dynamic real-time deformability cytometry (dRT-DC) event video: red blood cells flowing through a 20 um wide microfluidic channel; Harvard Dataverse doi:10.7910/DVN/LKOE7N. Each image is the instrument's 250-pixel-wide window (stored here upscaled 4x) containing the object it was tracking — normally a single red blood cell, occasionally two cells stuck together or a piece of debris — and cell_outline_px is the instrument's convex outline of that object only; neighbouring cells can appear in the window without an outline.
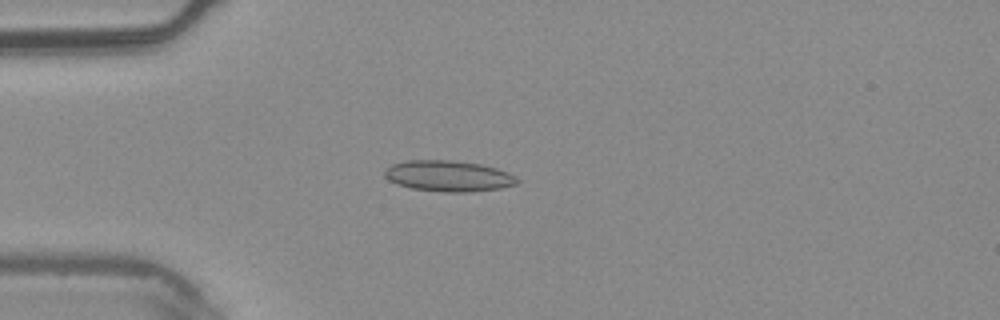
{"species": "common noctule bat (a hibernating species)", "species_latin": "Nyctalus noctula", "temperature_condition": "warm", "stored_images_in_passage": 6, "camera_frame_rate_fps": 3000, "um_per_image_px": 0.085, "animal": {"sex": "male", "body_mass_g": 20.4}, "frame": {"image": 1, "passage_image": 6, "time_ms": 1.667, "image_size_px": [1000, 320], "cell_outline_px": [[520, 180], [516, 184], [500, 188], [468, 192], [444, 192], [412, 188], [396, 184], [388, 180], [384, 176], [384, 168], [392, 164], [408, 160], [452, 160], [480, 164], [496, 168]], "centroid_in_image_um": [38.04, 14.96], "position_along_channel_um": 47.0, "area_um2": 23.76}}